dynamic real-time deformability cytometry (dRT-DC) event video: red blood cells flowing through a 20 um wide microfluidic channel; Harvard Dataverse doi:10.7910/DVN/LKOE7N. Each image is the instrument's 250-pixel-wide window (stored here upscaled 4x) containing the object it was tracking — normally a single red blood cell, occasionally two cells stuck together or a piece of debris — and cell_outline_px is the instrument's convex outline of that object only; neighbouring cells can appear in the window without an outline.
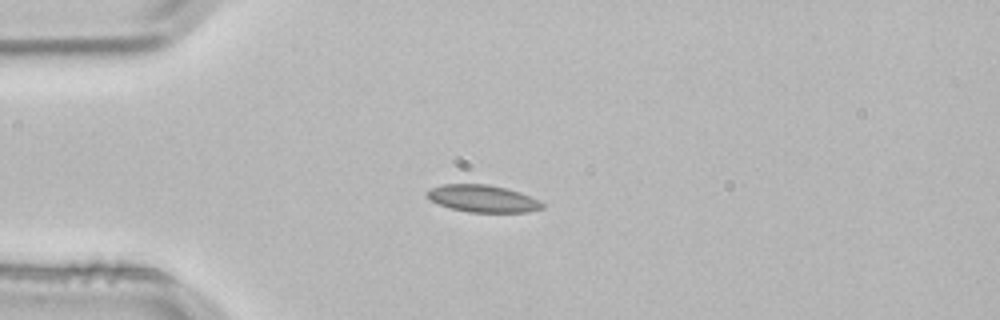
{"species": "common noctule bat (a hibernating species)", "species_latin": "Nyctalus noctula", "temperature_condition": "room temperature", "stored_images_in_passage": 2, "camera_frame_rate_fps": 3000, "um_per_image_px": 0.085, "animal": {"sex": "male", "body_mass_g": 21.5, "forearm_length_mm": 52.0}, "frame": {"image": 1, "passage_image": 2, "time_ms": 0.333, "image_size_px": [1000, 320], "cell_outline_px": [[544, 208], [528, 212], [468, 212], [452, 208], [440, 204], [432, 200], [424, 192], [432, 188], [444, 184], [488, 184], [520, 192], [540, 200], [544, 204]], "centroid_in_image_um": [41.08, 16.88], "position_along_channel_um": 43.9, "area_um2": 18.09}}